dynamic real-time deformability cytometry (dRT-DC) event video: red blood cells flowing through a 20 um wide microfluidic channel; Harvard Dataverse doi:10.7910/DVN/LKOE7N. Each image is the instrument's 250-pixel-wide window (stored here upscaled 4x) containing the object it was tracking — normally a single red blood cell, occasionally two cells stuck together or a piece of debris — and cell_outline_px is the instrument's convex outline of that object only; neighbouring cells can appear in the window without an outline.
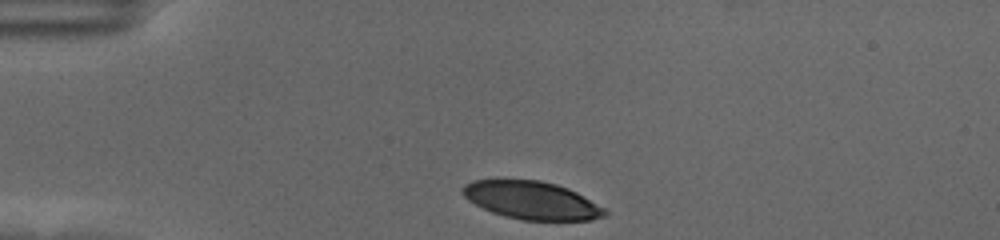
{"species": "human", "species_latin": "Homo sapiens", "temperature_condition": "cold", "stored_images_in_passage": 35, "camera_frame_rate_fps": 3000, "um_per_image_px": 0.085, "donor": {"sex": "female"}, "frame": {"image": 1, "passage_image": 1, "time_ms": 0.0, "image_size_px": [1000, 240], "cell_outline_px": [[608, 212], [604, 216], [592, 220], [520, 220], [504, 216], [492, 212], [468, 200], [460, 192], [464, 184], [472, 180], [540, 180], [556, 184], [568, 188], [576, 192], [604, 208]], "centroid_in_image_um": [45.17, 17.03], "position_along_channel_um": 39.8, "area_um2": 31.27}}
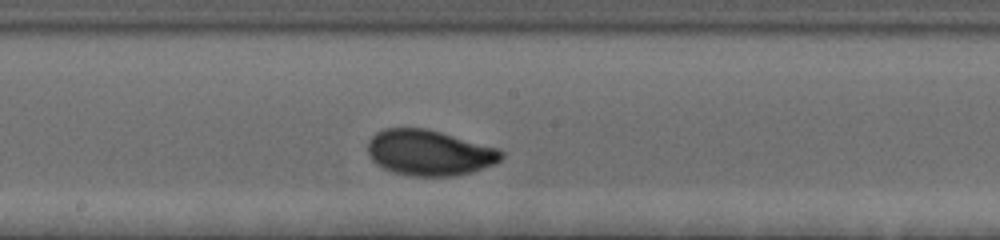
{"frame": {"image": 2, "passage_image": 19, "time_ms": 6.0, "image_size_px": [1000, 240], "cell_outline_px": [[504, 156], [500, 160], [492, 164], [472, 172], [452, 176], [412, 176], [392, 172], [376, 164], [368, 156], [368, 140], [376, 132], [384, 128], [428, 128], [496, 148], [504, 152]], "centroid_in_image_um": [36.45, 12.98], "position_along_channel_um": 211.8, "area_um2": 35.49}}
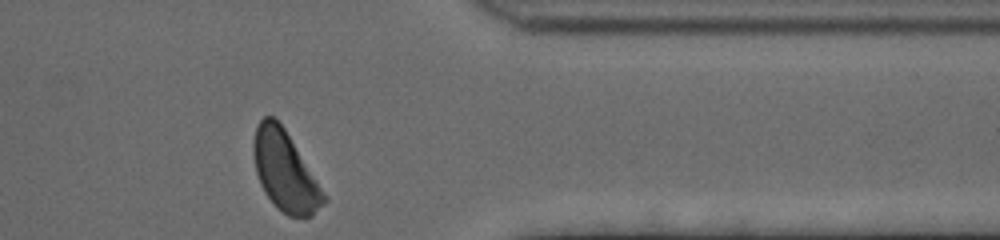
{"frame": {"image": 3, "passage_image": 35, "time_ms": 11.333, "image_size_px": [1000, 240], "cell_outline_px": [[328, 200], [312, 216], [288, 216], [264, 192], [260, 184], [256, 172], [252, 152], [252, 144], [256, 128], [260, 120], [264, 116], [272, 116], [284, 128], [328, 196]], "centroid_in_image_um": [24.24, 14.55], "position_along_channel_um": 387.2, "area_um2": 32.43}, "authors_computed_cell_mechanics": {"area_um2": 33.813, "velocity_mm_per_s": 3.4993, "shape_relaxation_time_tau1_ms": 2.0462, "shape_relaxation_time_tau2_ms": 2.7221, "deformation_change_tau1": 0.1152, "deformation_change_tau2": 0.0697}}